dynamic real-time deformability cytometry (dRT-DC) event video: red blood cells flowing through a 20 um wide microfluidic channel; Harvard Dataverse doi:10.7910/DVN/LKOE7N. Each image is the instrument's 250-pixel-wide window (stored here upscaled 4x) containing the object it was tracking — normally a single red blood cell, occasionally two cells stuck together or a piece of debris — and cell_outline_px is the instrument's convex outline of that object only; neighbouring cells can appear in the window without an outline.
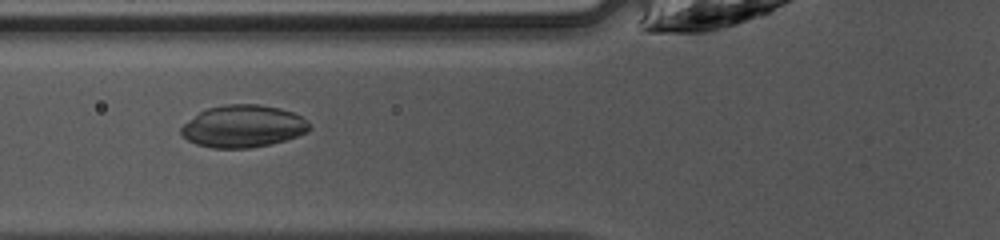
{"species": "common noctule bat (a hibernating species)", "species_latin": "Nyctalus noctula", "temperature_condition": "warm", "stored_images_in_passage": 35, "camera_frame_rate_fps": 3000, "um_per_image_px": 0.085, "animal": {"sex": "female", "body_mass_g": 10.0, "forearm_length_mm": 53.1}, "frame": {"image": 1, "passage_image": 6, "time_ms": 1.667, "image_size_px": [1000, 240], "cell_outline_px": [[312, 128], [308, 132], [272, 144], [248, 148], [212, 148], [196, 144], [188, 140], [180, 132], [180, 128], [184, 124], [200, 112], [208, 108], [224, 104], [260, 104], [280, 108], [292, 112], [308, 120]], "centroid_in_image_um": [20.69, 10.73], "position_along_channel_um": 105.1, "area_um2": 31.62}}
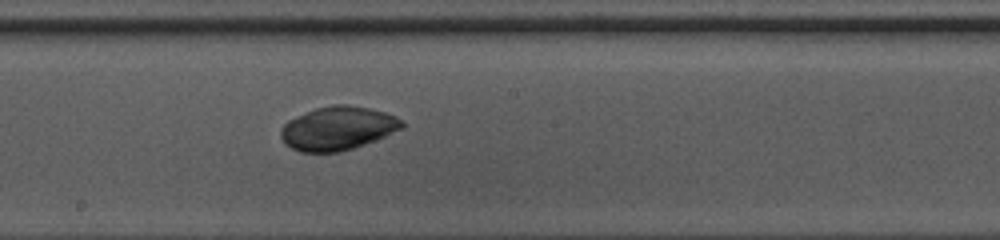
{"frame": {"image": 2, "passage_image": 14, "time_ms": 4.333, "image_size_px": [1000, 240], "cell_outline_px": [[404, 128], [364, 144], [340, 152], [300, 152], [284, 144], [280, 136], [280, 128], [288, 120], [316, 108], [332, 104], [348, 104], [368, 108], [384, 112], [396, 116], [404, 124]], "centroid_in_image_um": [28.68, 10.9], "position_along_channel_um": 219.5, "area_um2": 30.69}}
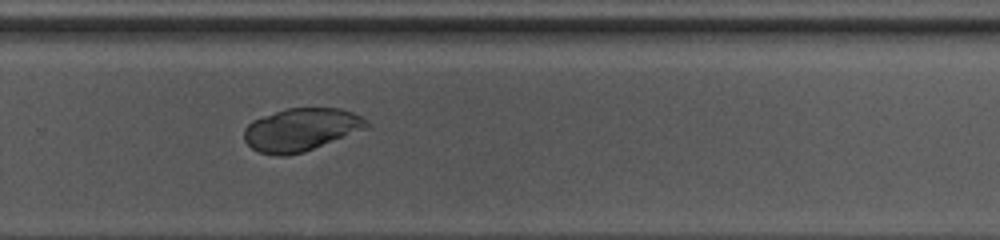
{"frame": {"image": 3, "passage_image": 20, "time_ms": 6.333, "image_size_px": [1000, 240], "cell_outline_px": [[372, 124], [368, 128], [304, 152], [288, 156], [280, 156], [260, 152], [252, 148], [244, 140], [244, 128], [252, 120], [288, 108], [340, 108], [352, 112], [368, 120]], "centroid_in_image_um": [25.62, 11.02], "position_along_channel_um": 304.2, "area_um2": 30.58}}